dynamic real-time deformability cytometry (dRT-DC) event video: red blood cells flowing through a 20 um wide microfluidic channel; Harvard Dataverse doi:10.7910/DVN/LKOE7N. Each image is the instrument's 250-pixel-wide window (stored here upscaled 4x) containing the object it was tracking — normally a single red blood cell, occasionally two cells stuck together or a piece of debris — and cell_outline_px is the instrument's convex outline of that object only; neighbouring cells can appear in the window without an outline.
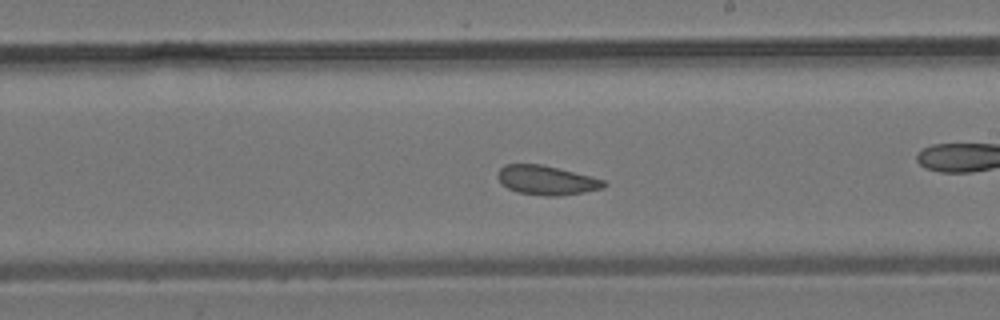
{"species": "common noctule bat (a hibernating species)", "species_latin": "Nyctalus noctula", "temperature_condition": "room temperature", "stored_images_in_passage": 47, "camera_frame_rate_fps": 3000, "um_per_image_px": 0.085, "animal": {"sex": "male", "body_mass_g": 19.2, "forearm_length_mm": 51.8}, "frame": {"image": 1, "passage_image": 27, "time_ms": 8.667, "image_size_px": [1000, 320], "cell_outline_px": [[608, 184], [604, 188], [584, 192], [560, 196], [548, 196], [516, 192], [508, 188], [496, 176], [500, 168], [504, 164], [540, 164], [592, 176], [604, 180]], "centroid_in_image_um": [46.48, 15.32], "position_along_channel_um": 242.5, "area_um2": 18.09}}